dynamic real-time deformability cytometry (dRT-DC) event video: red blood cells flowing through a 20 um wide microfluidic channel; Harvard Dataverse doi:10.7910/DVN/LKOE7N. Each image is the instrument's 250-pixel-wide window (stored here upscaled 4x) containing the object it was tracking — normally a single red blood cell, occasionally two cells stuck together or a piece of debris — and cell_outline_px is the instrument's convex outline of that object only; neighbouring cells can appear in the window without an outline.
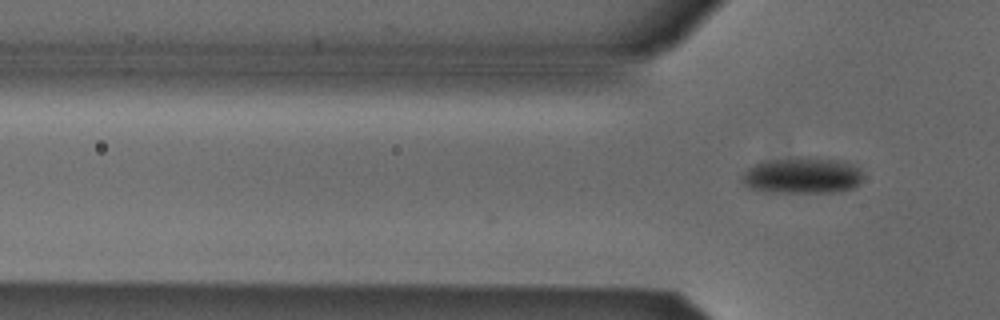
{"species": "Egyptian fruit bat (a non-hibernating species)", "species_latin": "Rousettus aegyptiacus", "temperature_condition": "cold", "stored_images_in_passage": 4, "camera_frame_rate_fps": 3000, "um_per_image_px": 0.085, "animal": {"sex": "male"}, "frame": {"image": 1, "passage_image": 4, "time_ms": 1.0, "image_size_px": [1000, 320], "cell_outline_px": [[864, 176], [860, 184], [852, 188], [840, 192], [764, 192], [752, 188], [744, 184], [740, 176], [748, 168], [764, 160], [800, 156], [804, 156], [840, 160], [852, 164], [860, 168], [864, 172]], "centroid_in_image_um": [68.23, 14.9], "position_along_channel_um": 57.6, "area_um2": 26.13}}